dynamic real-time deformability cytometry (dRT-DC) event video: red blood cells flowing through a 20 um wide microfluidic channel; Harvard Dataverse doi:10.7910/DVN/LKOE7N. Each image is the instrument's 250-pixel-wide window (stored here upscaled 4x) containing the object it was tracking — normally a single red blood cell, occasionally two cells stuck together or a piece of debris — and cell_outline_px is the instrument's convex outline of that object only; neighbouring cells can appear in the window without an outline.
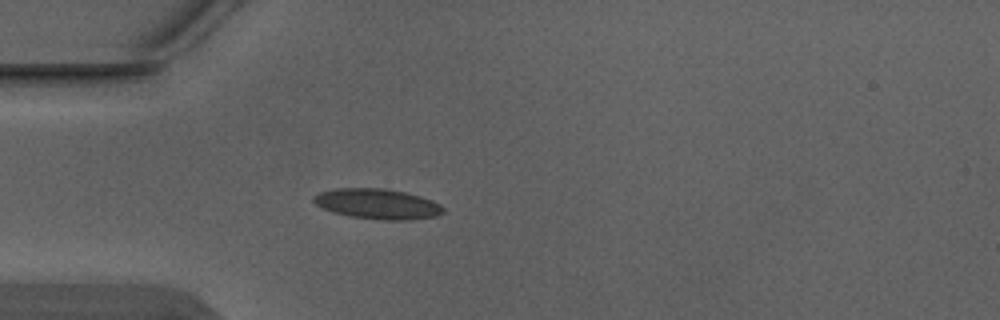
{"species": "Egyptian fruit bat (a non-hibernating species)", "species_latin": "Rousettus aegyptiacus", "temperature_condition": "warm", "stored_images_in_passage": 1, "camera_frame_rate_fps": 3000, "um_per_image_px": 0.085, "animal": {"sex": "male"}, "frame": {"image": 1, "passage_image": 1, "time_ms": 0.0, "image_size_px": [1000, 320], "cell_outline_px": [[444, 212], [436, 216], [412, 220], [380, 220], [352, 216], [332, 212], [316, 204], [312, 200], [312, 196], [320, 192], [336, 188], [384, 188], [404, 192], [420, 196], [432, 200], [440, 204], [444, 208]], "centroid_in_image_um": [32.1, 17.33], "position_along_channel_um": 52.9, "area_um2": 22.89}}